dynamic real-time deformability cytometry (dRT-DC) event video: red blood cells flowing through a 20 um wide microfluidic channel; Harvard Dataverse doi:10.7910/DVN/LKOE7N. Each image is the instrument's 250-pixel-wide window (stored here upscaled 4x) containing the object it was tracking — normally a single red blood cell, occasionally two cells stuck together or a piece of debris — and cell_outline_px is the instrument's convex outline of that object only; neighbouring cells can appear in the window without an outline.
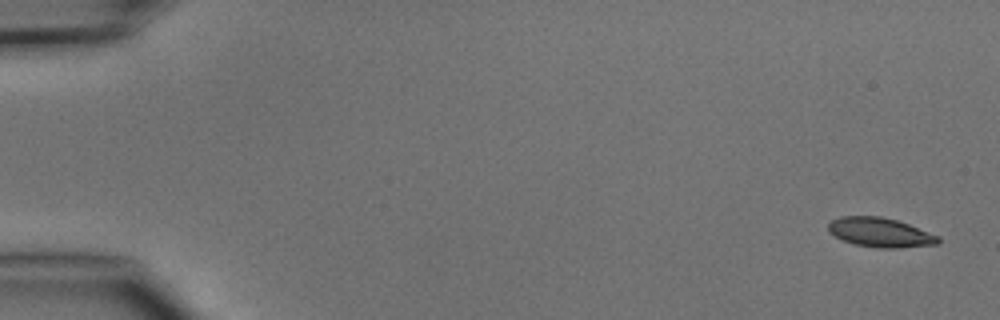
{"species": "common noctule bat (a hibernating species)", "species_latin": "Nyctalus noctula", "temperature_condition": "cold", "stored_images_in_passage": 6, "camera_frame_rate_fps": 3000, "um_per_image_px": 0.085, "animal": {"sex": "male", "body_mass_g": 15.6}, "frame": {"image": 1, "passage_image": 1, "time_ms": 0.0, "image_size_px": [1000, 320], "cell_outline_px": [[940, 240], [936, 244], [896, 248], [876, 248], [856, 244], [844, 240], [828, 232], [828, 224], [832, 220], [840, 216], [880, 216], [896, 220], [908, 224], [940, 236]], "centroid_in_image_um": [74.81, 19.75], "position_along_channel_um": 10.2, "area_um2": 18.67}}
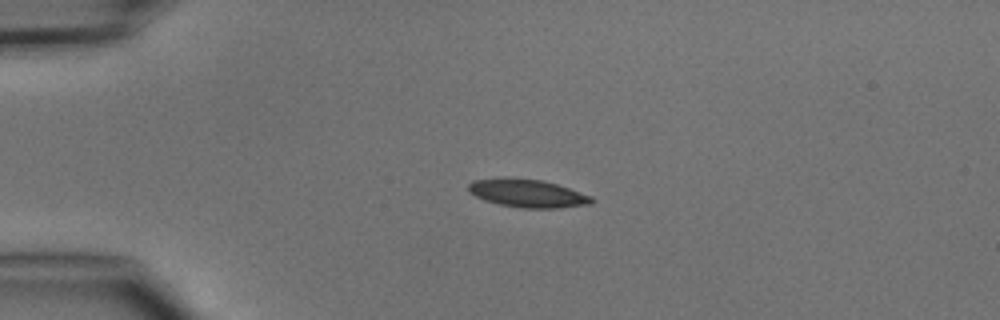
{"frame": {"image": 2, "passage_image": 4, "time_ms": 3.333, "image_size_px": [1000, 320], "cell_outline_px": [[596, 200], [592, 204], [556, 208], [524, 208], [500, 204], [484, 200], [468, 192], [468, 184], [472, 180], [496, 176], [508, 176], [544, 180], [592, 196]], "centroid_in_image_um": [44.8, 16.4], "position_along_channel_um": 40.2, "area_um2": 20.63}}